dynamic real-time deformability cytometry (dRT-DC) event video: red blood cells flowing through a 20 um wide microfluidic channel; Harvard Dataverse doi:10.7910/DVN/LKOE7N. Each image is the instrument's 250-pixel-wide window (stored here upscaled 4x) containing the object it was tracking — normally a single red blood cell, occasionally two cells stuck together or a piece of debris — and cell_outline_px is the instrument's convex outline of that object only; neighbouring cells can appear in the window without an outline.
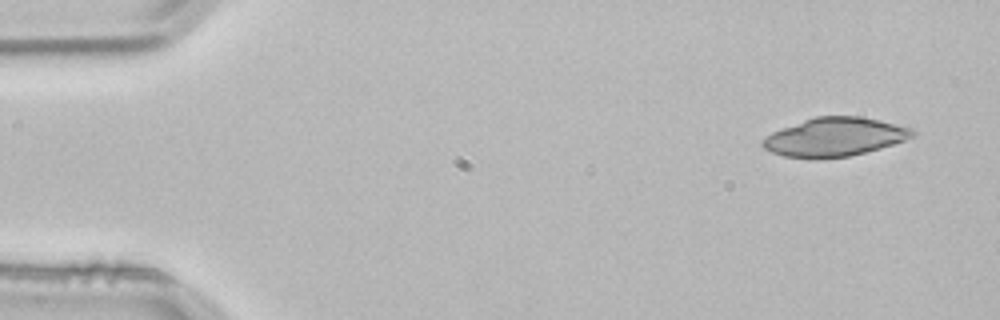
{"species": "common noctule bat (a hibernating species)", "species_latin": "Nyctalus noctula", "temperature_condition": "room temperature", "stored_images_in_passage": 3, "camera_frame_rate_fps": 3000, "um_per_image_px": 0.085, "animal": {"sex": "male", "body_mass_g": 21.5, "forearm_length_mm": 52.0}, "frame": {"image": 1, "passage_image": 1, "time_ms": 0.0, "image_size_px": [1000, 320], "cell_outline_px": [[916, 136], [880, 148], [848, 156], [784, 156], [772, 152], [764, 148], [760, 144], [760, 140], [764, 136], [772, 132], [804, 120], [816, 116], [860, 116], [880, 120], [912, 128], [916, 132]], "centroid_in_image_um": [70.96, 11.61], "position_along_channel_um": 14.0, "area_um2": 33.0}}